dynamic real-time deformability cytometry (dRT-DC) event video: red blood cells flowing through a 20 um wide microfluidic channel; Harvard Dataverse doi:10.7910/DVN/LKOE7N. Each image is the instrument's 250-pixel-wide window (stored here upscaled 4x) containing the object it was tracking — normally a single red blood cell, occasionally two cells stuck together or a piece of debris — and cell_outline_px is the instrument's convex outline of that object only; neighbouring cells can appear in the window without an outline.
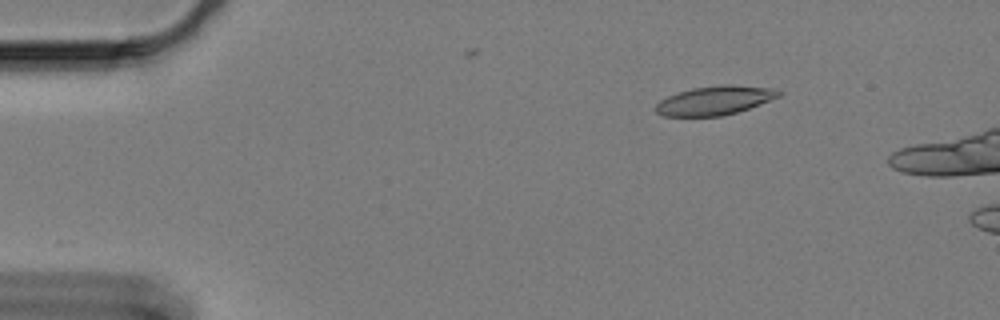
{"species": "Egyptian fruit bat (a non-hibernating species)", "species_latin": "Rousettus aegyptiacus", "temperature_condition": "cold", "stored_images_in_passage": 7, "camera_frame_rate_fps": 3000, "um_per_image_px": 0.085, "animal": {"sex": "female"}, "frame": {"image": 1, "passage_image": 1, "time_ms": 0.0, "image_size_px": [1000, 320], "cell_outline_px": [[784, 92], [780, 96], [760, 104], [736, 112], [720, 116], [664, 116], [656, 112], [656, 104], [660, 100], [668, 96], [692, 88], [720, 84], [732, 84], [772, 88]], "centroid_in_image_um": [60.78, 8.52], "position_along_channel_um": 24.2, "area_um2": 20.69}}